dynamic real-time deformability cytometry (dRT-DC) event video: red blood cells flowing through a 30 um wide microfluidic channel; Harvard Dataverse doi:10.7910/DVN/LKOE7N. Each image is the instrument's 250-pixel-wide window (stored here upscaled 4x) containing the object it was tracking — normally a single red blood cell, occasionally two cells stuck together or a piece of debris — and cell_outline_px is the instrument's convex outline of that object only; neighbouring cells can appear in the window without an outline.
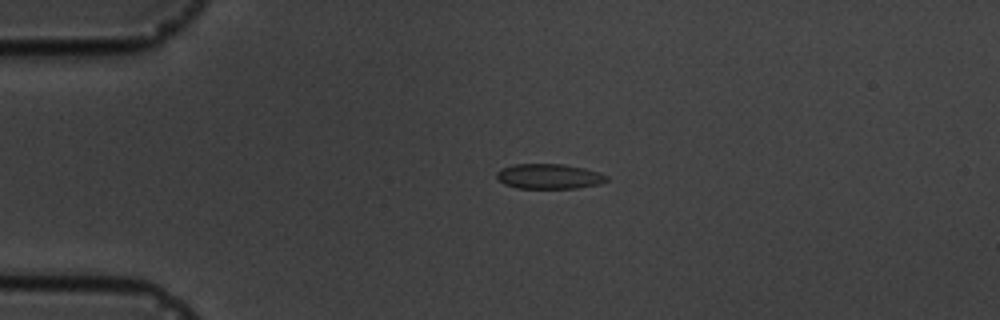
{"species": "common noctule bat (a hibernating species)", "species_latin": "Nyctalus noctula", "temperature_condition": "cold", "stored_images_in_passage": 3, "camera_frame_rate_fps": 3000, "um_per_image_px": 0.085, "animal": {"sex": "male", "body_mass_g": 19.5, "forearm_length_mm": 54.6}, "frame": {"image": 1, "passage_image": 2, "time_ms": 1.0, "image_size_px": [1000, 320], "cell_outline_px": [[608, 180], [600, 184], [576, 188], [516, 188], [504, 184], [496, 176], [496, 172], [500, 168], [512, 164], [564, 164], [584, 168], [600, 172], [608, 176]], "centroid_in_image_um": [46.67, 14.98], "position_along_channel_um": 38.3, "area_um2": 16.18}}